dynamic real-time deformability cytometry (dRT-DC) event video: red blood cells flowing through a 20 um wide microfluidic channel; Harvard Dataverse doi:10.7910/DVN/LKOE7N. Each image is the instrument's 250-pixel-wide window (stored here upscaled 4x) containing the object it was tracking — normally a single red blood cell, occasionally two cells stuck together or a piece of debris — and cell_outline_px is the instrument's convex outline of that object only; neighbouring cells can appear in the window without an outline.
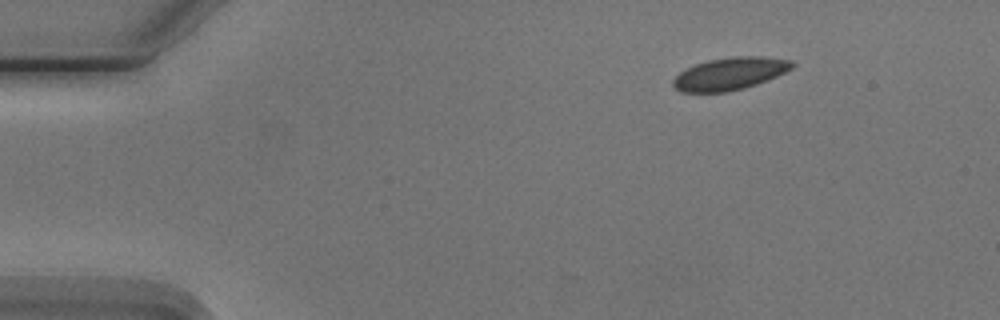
{"species": "Egyptian fruit bat (a non-hibernating species)", "species_latin": "Rousettus aegyptiacus", "temperature_condition": "cold", "stored_images_in_passage": 4, "camera_frame_rate_fps": 3000, "um_per_image_px": 0.085, "animal": {"sex": "male"}, "frame": {"image": 1, "passage_image": 1, "time_ms": 0.0, "image_size_px": [1000, 320], "cell_outline_px": [[796, 64], [792, 68], [768, 80], [744, 88], [724, 92], [680, 92], [672, 84], [672, 80], [680, 72], [696, 64], [708, 60], [736, 56], [764, 56], [792, 60]], "centroid_in_image_um": [62.06, 6.26], "position_along_channel_um": 22.9, "area_um2": 22.43}}